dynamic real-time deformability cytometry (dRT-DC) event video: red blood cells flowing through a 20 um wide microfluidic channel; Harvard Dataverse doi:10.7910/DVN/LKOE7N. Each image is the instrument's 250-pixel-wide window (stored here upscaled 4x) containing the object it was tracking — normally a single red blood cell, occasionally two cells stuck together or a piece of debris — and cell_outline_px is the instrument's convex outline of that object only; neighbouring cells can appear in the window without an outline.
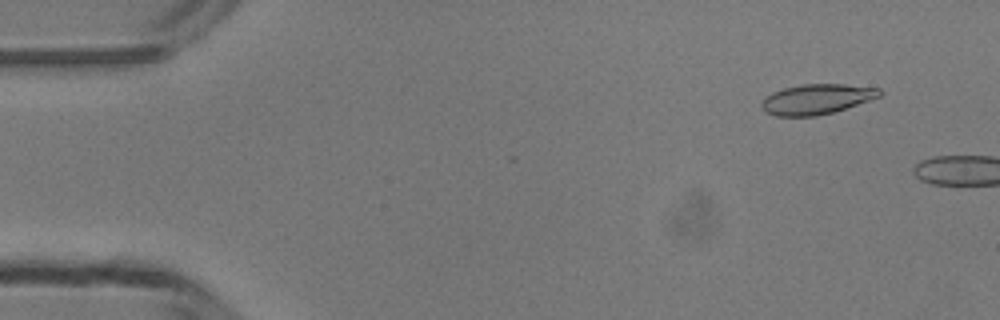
{"species": "common noctule bat (a hibernating species)", "species_latin": "Nyctalus noctula", "temperature_condition": "room temperature", "stored_images_in_passage": 6, "camera_frame_rate_fps": 3000, "um_per_image_px": 0.085, "animal": {"sex": "male", "body_mass_g": 13.3}, "frame": {"image": 1, "passage_image": 4, "time_ms": 1.0, "image_size_px": [1000, 320], "cell_outline_px": [[884, 92], [880, 96], [832, 112], [816, 116], [776, 116], [764, 112], [760, 104], [772, 92], [784, 88], [804, 84], [844, 84], [880, 88]], "centroid_in_image_um": [69.4, 8.42], "position_along_channel_um": 15.6, "area_um2": 20.52}}